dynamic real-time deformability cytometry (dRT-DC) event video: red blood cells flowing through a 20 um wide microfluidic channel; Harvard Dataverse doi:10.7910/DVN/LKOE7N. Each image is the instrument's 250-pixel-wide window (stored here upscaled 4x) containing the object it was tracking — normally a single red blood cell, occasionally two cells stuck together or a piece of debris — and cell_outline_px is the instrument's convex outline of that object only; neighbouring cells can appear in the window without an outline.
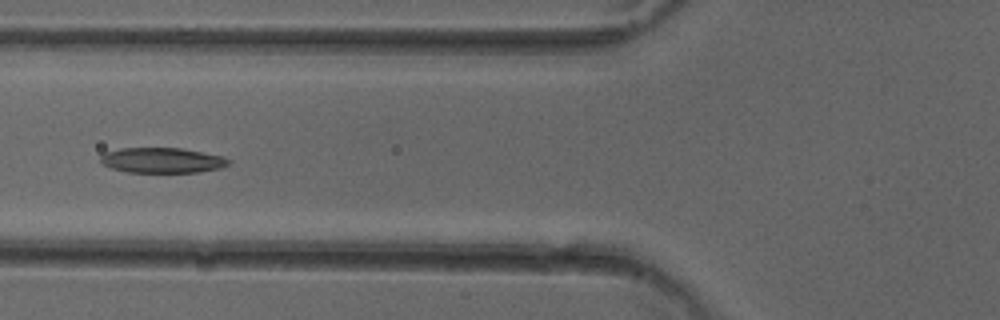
{"species": "common noctule bat (a hibernating species)", "species_latin": "Nyctalus noctula", "temperature_condition": "cold", "stored_images_in_passage": 51, "camera_frame_rate_fps": 3000, "um_per_image_px": 0.085, "animal": {"sex": "female"}, "frame": {"image": 1, "passage_image": 20, "time_ms": 6.333, "image_size_px": [1000, 320], "cell_outline_px": [[232, 164], [220, 168], [200, 172], [128, 172], [112, 168], [104, 164], [100, 160], [100, 156], [104, 152], [120, 148], [180, 148], [224, 156], [232, 160]], "centroid_in_image_um": [13.83, 13.62], "position_along_channel_um": 112.0, "area_um2": 18.96}}
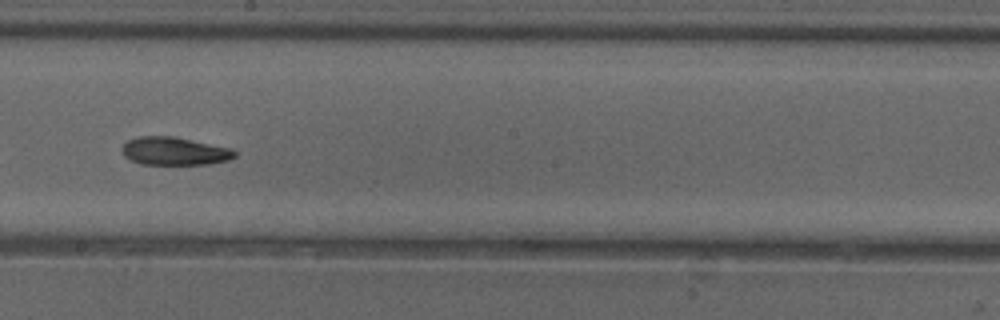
{"frame": {"image": 2, "passage_image": 29, "time_ms": 9.333, "image_size_px": [1000, 320], "cell_outline_px": [[236, 156], [228, 160], [208, 164], [140, 164], [124, 156], [120, 148], [128, 140], [136, 136], [172, 136], [232, 148], [236, 152]], "centroid_in_image_um": [14.81, 12.84], "position_along_channel_um": 233.4, "area_um2": 18.44}}
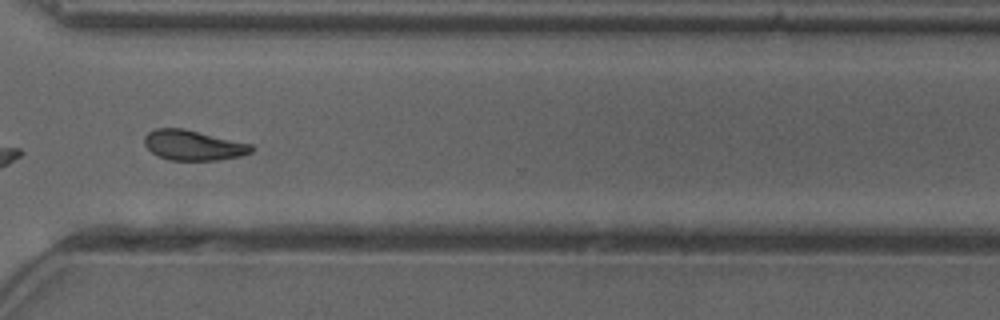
{"frame": {"image": 3, "passage_image": 38, "time_ms": 12.333, "image_size_px": [1000, 320], "cell_outline_px": [[256, 148], [252, 152], [240, 156], [220, 160], [168, 160], [156, 156], [144, 144], [144, 136], [148, 132], [156, 128], [184, 128], [252, 144]], "centroid_in_image_um": [16.43, 12.35], "position_along_channel_um": 354.2, "area_um2": 19.02}, "authors_computed_cell_mechanics": {"area_um2": 18.9584, "velocity_mm_per_s": 4.0366, "shape_relaxation_time_tau1_ms": null, "shape_relaxation_time_tau2_ms": 7.7157, "deformation_change_tau1": null, "deformation_change_tau2": 0.1448}}